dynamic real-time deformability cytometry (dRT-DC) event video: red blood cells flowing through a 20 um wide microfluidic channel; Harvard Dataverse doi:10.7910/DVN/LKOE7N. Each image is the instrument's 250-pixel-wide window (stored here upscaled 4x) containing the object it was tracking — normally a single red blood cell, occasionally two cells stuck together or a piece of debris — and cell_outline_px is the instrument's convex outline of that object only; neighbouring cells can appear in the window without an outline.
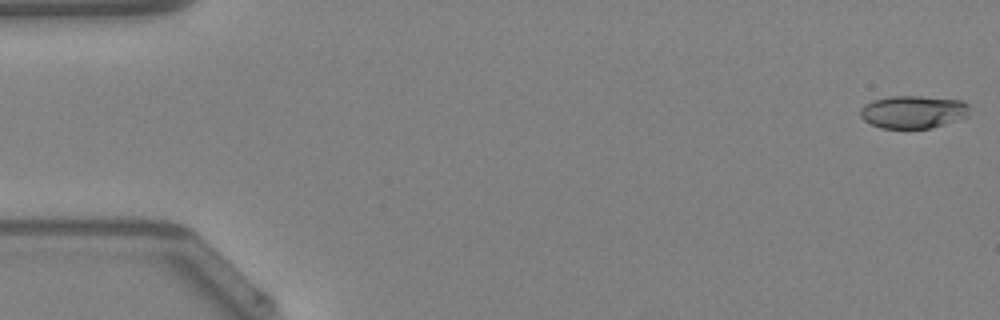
{"species": "Egyptian fruit bat (a non-hibernating species)", "species_latin": "Rousettus aegyptiacus", "temperature_condition": "warm", "stored_images_in_passage": 47, "camera_frame_rate_fps": 3000, "um_per_image_px": 0.085, "animal": {"sex": "female"}, "frame": {"image": 1, "passage_image": 1, "time_ms": 0.0, "image_size_px": [1000, 320], "cell_outline_px": [[968, 116], [932, 128], [880, 128], [864, 120], [860, 116], [860, 108], [864, 104], [872, 100], [888, 96], [920, 96], [964, 100], [968, 104]], "centroid_in_image_um": [77.6, 9.5], "position_along_channel_um": 7.4, "area_um2": 20.98}}
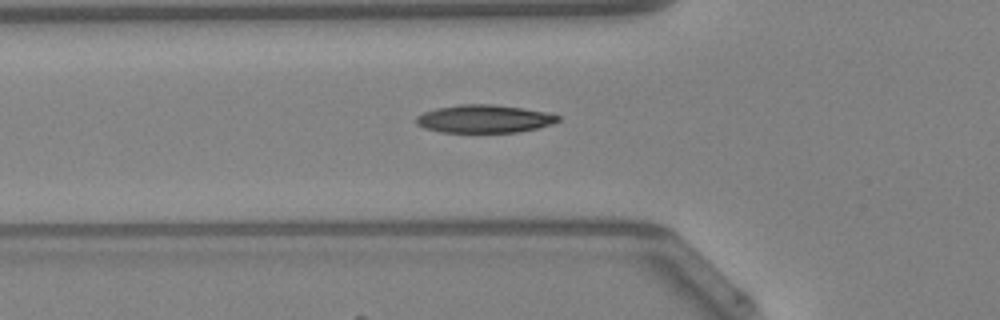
{"frame": {"image": 2, "passage_image": 17, "time_ms": 5.333, "image_size_px": [1000, 320], "cell_outline_px": [[560, 120], [552, 124], [536, 128], [516, 132], [440, 132], [424, 128], [416, 124], [416, 116], [424, 112], [436, 108], [460, 104], [492, 104], [524, 108], [548, 112], [560, 116]], "centroid_in_image_um": [41.15, 10.09], "position_along_channel_um": 84.6, "area_um2": 23.18}, "authors_computed_cell_mechanics": {"area_um2": 22.3686, "velocity_mm_per_s": 4.284, "shape_relaxation_time_tau1_ms": 4.7749, "shape_relaxation_time_tau2_ms": 3.1319, "deformation_change_tau1": 0.1482, "deformation_change_tau2": 0.1048}}